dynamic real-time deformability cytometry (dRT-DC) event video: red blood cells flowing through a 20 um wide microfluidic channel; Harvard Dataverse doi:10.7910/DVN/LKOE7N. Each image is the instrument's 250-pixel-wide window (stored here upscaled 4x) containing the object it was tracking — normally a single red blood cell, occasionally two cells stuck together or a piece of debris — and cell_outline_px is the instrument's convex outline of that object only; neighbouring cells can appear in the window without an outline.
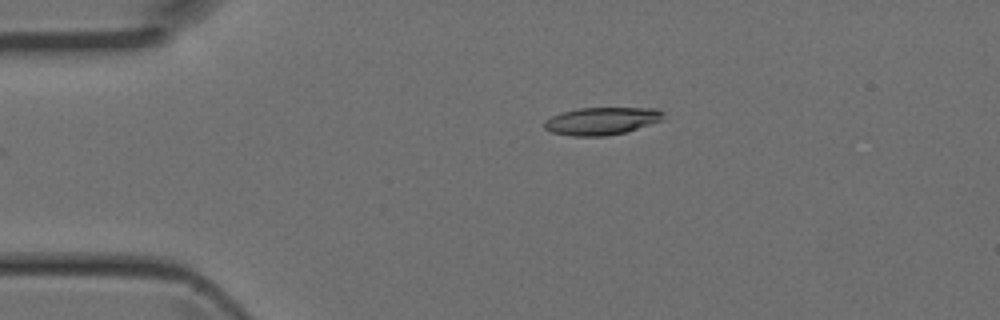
{"species": "Egyptian fruit bat (a non-hibernating species)", "species_latin": "Rousettus aegyptiacus", "temperature_condition": "room temperature", "stored_images_in_passage": 32, "camera_frame_rate_fps": 3000, "um_per_image_px": 0.085, "animal": {"sex": "female"}, "frame": {"image": 1, "passage_image": 2, "time_ms": 0.333, "image_size_px": [1000, 320], "cell_outline_px": [[664, 120], [624, 132], [604, 136], [572, 136], [552, 132], [544, 128], [544, 120], [560, 112], [580, 108], [656, 108], [664, 112]], "centroid_in_image_um": [51.14, 10.28], "position_along_channel_um": 33.9, "area_um2": 19.13}}
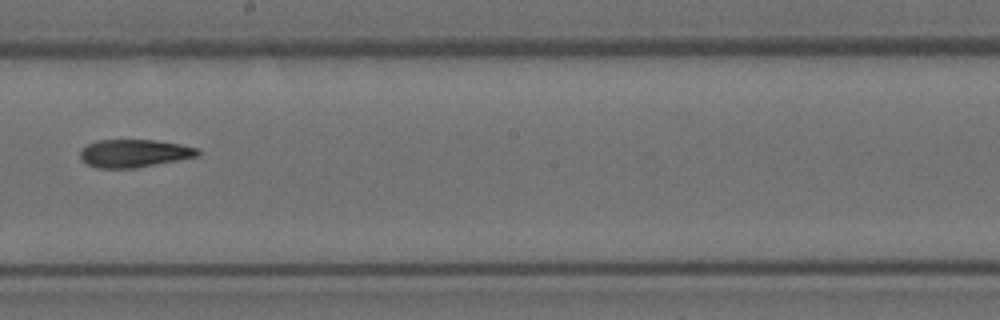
{"frame": {"image": 2, "passage_image": 18, "time_ms": 5.667, "image_size_px": [1000, 320], "cell_outline_px": [[200, 152], [196, 156], [176, 160], [132, 168], [96, 168], [88, 164], [80, 156], [80, 148], [96, 140], [152, 140], [180, 144], [200, 148]], "centroid_in_image_um": [11.37, 13.02], "position_along_channel_um": 236.8, "area_um2": 18.84}}
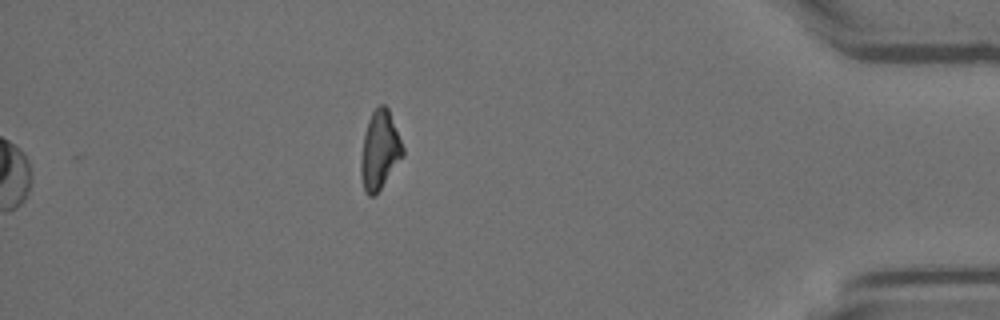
{"frame": {"image": 3, "passage_image": 32, "time_ms": 10.333, "image_size_px": [1000, 320], "cell_outline_px": [[404, 156], [380, 188], [372, 196], [368, 196], [364, 192], [360, 176], [360, 164], [364, 136], [368, 120], [372, 112], [380, 104], [384, 104], [388, 108], [404, 148]], "centroid_in_image_um": [32.27, 12.78], "position_along_channel_um": 402.9, "area_um2": 19.02}}